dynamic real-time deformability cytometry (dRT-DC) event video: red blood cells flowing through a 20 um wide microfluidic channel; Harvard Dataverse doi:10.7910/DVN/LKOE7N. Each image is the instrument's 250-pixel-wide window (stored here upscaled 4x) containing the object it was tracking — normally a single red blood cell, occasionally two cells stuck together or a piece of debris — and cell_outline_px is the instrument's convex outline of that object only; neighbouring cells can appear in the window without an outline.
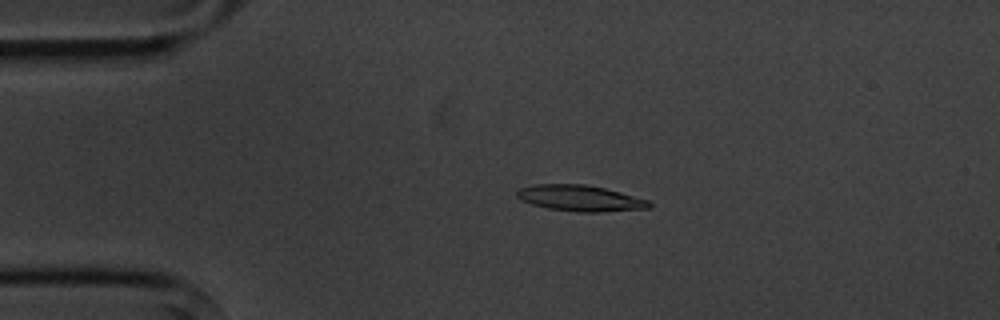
{"species": "common noctule bat (a hibernating species)", "species_latin": "Nyctalus noctula", "temperature_condition": "cold", "stored_images_in_passage": 5, "camera_frame_rate_fps": 3000, "um_per_image_px": 0.085, "animal": {"sex": "male", "body_mass_g": 20.1, "forearm_length_mm": 53.5}, "frame": {"image": 1, "passage_image": 4, "time_ms": 3.333, "image_size_px": [1000, 320], "cell_outline_px": [[652, 208], [600, 212], [580, 212], [548, 208], [532, 204], [516, 196], [516, 192], [520, 188], [536, 184], [584, 184], [604, 188], [620, 192], [648, 200], [652, 204]], "centroid_in_image_um": [49.34, 16.85], "position_along_channel_um": 35.7, "area_um2": 19.88}}